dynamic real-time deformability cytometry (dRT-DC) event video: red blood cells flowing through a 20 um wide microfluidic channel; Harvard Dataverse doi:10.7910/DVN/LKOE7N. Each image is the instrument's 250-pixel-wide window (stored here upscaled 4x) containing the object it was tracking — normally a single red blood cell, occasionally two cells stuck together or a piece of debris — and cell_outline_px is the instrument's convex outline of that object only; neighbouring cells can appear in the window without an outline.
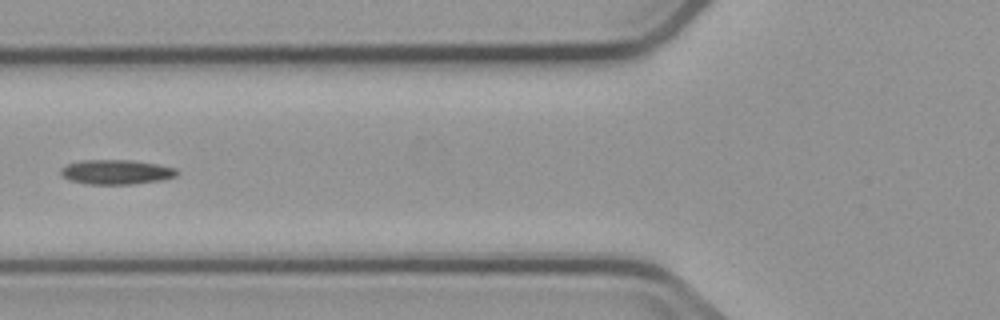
{"species": "common noctule bat (a hibernating species)", "species_latin": "Nyctalus noctula", "temperature_condition": "cold", "stored_images_in_passage": 4, "camera_frame_rate_fps": 3000, "um_per_image_px": 0.085, "animal": {"sex": "male", "body_mass_g": 23.1, "forearm_length_mm": 52.7}, "frame": {"image": 1, "passage_image": 4, "time_ms": 4.333, "image_size_px": [1000, 320], "cell_outline_px": [[176, 176], [164, 180], [132, 184], [84, 184], [68, 180], [60, 176], [60, 168], [68, 164], [80, 160], [132, 160], [156, 164], [176, 168]], "centroid_in_image_um": [9.82, 14.63], "position_along_channel_um": 116.0, "area_um2": 16.82}}